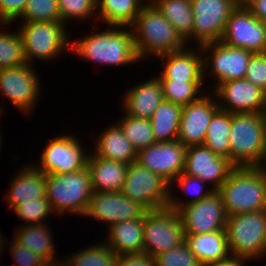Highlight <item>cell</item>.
I'll return each mask as SVG.
<instances>
[{"label":"cell","instance_id":"1","mask_svg":"<svg viewBox=\"0 0 266 266\" xmlns=\"http://www.w3.org/2000/svg\"><path fill=\"white\" fill-rule=\"evenodd\" d=\"M104 31L71 40L70 51L80 59L118 67L138 61L131 27L107 26ZM75 40V41H74Z\"/></svg>","mask_w":266,"mask_h":266},{"label":"cell","instance_id":"2","mask_svg":"<svg viewBox=\"0 0 266 266\" xmlns=\"http://www.w3.org/2000/svg\"><path fill=\"white\" fill-rule=\"evenodd\" d=\"M131 28L140 61L151 56L157 58L160 55L179 52L189 47L152 2H147L142 7Z\"/></svg>","mask_w":266,"mask_h":266},{"label":"cell","instance_id":"3","mask_svg":"<svg viewBox=\"0 0 266 266\" xmlns=\"http://www.w3.org/2000/svg\"><path fill=\"white\" fill-rule=\"evenodd\" d=\"M217 192L228 217L266 209V176L260 167H235Z\"/></svg>","mask_w":266,"mask_h":266},{"label":"cell","instance_id":"4","mask_svg":"<svg viewBox=\"0 0 266 266\" xmlns=\"http://www.w3.org/2000/svg\"><path fill=\"white\" fill-rule=\"evenodd\" d=\"M230 161L235 167H259L266 153L264 113H231Z\"/></svg>","mask_w":266,"mask_h":266},{"label":"cell","instance_id":"5","mask_svg":"<svg viewBox=\"0 0 266 266\" xmlns=\"http://www.w3.org/2000/svg\"><path fill=\"white\" fill-rule=\"evenodd\" d=\"M93 192L88 167L68 174L46 176L45 196L57 215L85 216Z\"/></svg>","mask_w":266,"mask_h":266},{"label":"cell","instance_id":"6","mask_svg":"<svg viewBox=\"0 0 266 266\" xmlns=\"http://www.w3.org/2000/svg\"><path fill=\"white\" fill-rule=\"evenodd\" d=\"M17 28L22 37L26 62L30 65H35L36 59L49 62L59 59L66 50L70 52L71 38L62 22H22Z\"/></svg>","mask_w":266,"mask_h":266},{"label":"cell","instance_id":"7","mask_svg":"<svg viewBox=\"0 0 266 266\" xmlns=\"http://www.w3.org/2000/svg\"><path fill=\"white\" fill-rule=\"evenodd\" d=\"M225 231L231 255L250 261L266 257V209L229 216Z\"/></svg>","mask_w":266,"mask_h":266},{"label":"cell","instance_id":"8","mask_svg":"<svg viewBox=\"0 0 266 266\" xmlns=\"http://www.w3.org/2000/svg\"><path fill=\"white\" fill-rule=\"evenodd\" d=\"M200 49L203 55L204 80L208 77L215 78L216 84L211 91L221 83L245 79L249 59L254 54L250 50L232 47L221 41L204 44Z\"/></svg>","mask_w":266,"mask_h":266},{"label":"cell","instance_id":"9","mask_svg":"<svg viewBox=\"0 0 266 266\" xmlns=\"http://www.w3.org/2000/svg\"><path fill=\"white\" fill-rule=\"evenodd\" d=\"M144 252L155 258L185 242L182 221L169 207L148 210L144 216Z\"/></svg>","mask_w":266,"mask_h":266},{"label":"cell","instance_id":"10","mask_svg":"<svg viewBox=\"0 0 266 266\" xmlns=\"http://www.w3.org/2000/svg\"><path fill=\"white\" fill-rule=\"evenodd\" d=\"M191 4L194 27L192 36L186 41L188 46L192 42H196L197 47L220 42L228 18L238 5L233 0H191Z\"/></svg>","mask_w":266,"mask_h":266},{"label":"cell","instance_id":"11","mask_svg":"<svg viewBox=\"0 0 266 266\" xmlns=\"http://www.w3.org/2000/svg\"><path fill=\"white\" fill-rule=\"evenodd\" d=\"M121 193L147 210H158L168 206L170 184L138 162H133L128 166Z\"/></svg>","mask_w":266,"mask_h":266},{"label":"cell","instance_id":"12","mask_svg":"<svg viewBox=\"0 0 266 266\" xmlns=\"http://www.w3.org/2000/svg\"><path fill=\"white\" fill-rule=\"evenodd\" d=\"M79 141V138L70 134L47 140L48 144L41 151L39 166H35L46 176L68 174L86 168L90 152L87 153Z\"/></svg>","mask_w":266,"mask_h":266},{"label":"cell","instance_id":"13","mask_svg":"<svg viewBox=\"0 0 266 266\" xmlns=\"http://www.w3.org/2000/svg\"><path fill=\"white\" fill-rule=\"evenodd\" d=\"M34 69L27 63L0 70V93L25 115L32 113L33 107L36 108L42 92L40 76Z\"/></svg>","mask_w":266,"mask_h":266},{"label":"cell","instance_id":"14","mask_svg":"<svg viewBox=\"0 0 266 266\" xmlns=\"http://www.w3.org/2000/svg\"><path fill=\"white\" fill-rule=\"evenodd\" d=\"M185 234H203L225 230L228 216L220 194L189 204L178 211Z\"/></svg>","mask_w":266,"mask_h":266},{"label":"cell","instance_id":"15","mask_svg":"<svg viewBox=\"0 0 266 266\" xmlns=\"http://www.w3.org/2000/svg\"><path fill=\"white\" fill-rule=\"evenodd\" d=\"M221 110L229 113H264L266 92L246 79L230 80L212 91Z\"/></svg>","mask_w":266,"mask_h":266},{"label":"cell","instance_id":"16","mask_svg":"<svg viewBox=\"0 0 266 266\" xmlns=\"http://www.w3.org/2000/svg\"><path fill=\"white\" fill-rule=\"evenodd\" d=\"M148 210L121 192H93L85 217L105 222L107 228L124 221L145 216Z\"/></svg>","mask_w":266,"mask_h":266},{"label":"cell","instance_id":"17","mask_svg":"<svg viewBox=\"0 0 266 266\" xmlns=\"http://www.w3.org/2000/svg\"><path fill=\"white\" fill-rule=\"evenodd\" d=\"M186 149L178 140L156 142L139 150L136 162L171 184L184 171Z\"/></svg>","mask_w":266,"mask_h":266},{"label":"cell","instance_id":"18","mask_svg":"<svg viewBox=\"0 0 266 266\" xmlns=\"http://www.w3.org/2000/svg\"><path fill=\"white\" fill-rule=\"evenodd\" d=\"M235 166L226 157L214 154L205 145L188 147L183 174L200 178L217 191Z\"/></svg>","mask_w":266,"mask_h":266},{"label":"cell","instance_id":"19","mask_svg":"<svg viewBox=\"0 0 266 266\" xmlns=\"http://www.w3.org/2000/svg\"><path fill=\"white\" fill-rule=\"evenodd\" d=\"M205 94L183 106L177 140L187 148L204 144L211 118L219 109L214 93Z\"/></svg>","mask_w":266,"mask_h":266},{"label":"cell","instance_id":"20","mask_svg":"<svg viewBox=\"0 0 266 266\" xmlns=\"http://www.w3.org/2000/svg\"><path fill=\"white\" fill-rule=\"evenodd\" d=\"M221 42L232 47L263 53V22L244 6H237L228 18Z\"/></svg>","mask_w":266,"mask_h":266},{"label":"cell","instance_id":"21","mask_svg":"<svg viewBox=\"0 0 266 266\" xmlns=\"http://www.w3.org/2000/svg\"><path fill=\"white\" fill-rule=\"evenodd\" d=\"M157 59L163 62L162 70L157 74L159 80L205 81L200 47L193 49L189 46L179 52L160 55Z\"/></svg>","mask_w":266,"mask_h":266},{"label":"cell","instance_id":"22","mask_svg":"<svg viewBox=\"0 0 266 266\" xmlns=\"http://www.w3.org/2000/svg\"><path fill=\"white\" fill-rule=\"evenodd\" d=\"M122 109L124 114L135 118L150 119L164 100L163 88L158 76L139 82L125 91Z\"/></svg>","mask_w":266,"mask_h":266},{"label":"cell","instance_id":"23","mask_svg":"<svg viewBox=\"0 0 266 266\" xmlns=\"http://www.w3.org/2000/svg\"><path fill=\"white\" fill-rule=\"evenodd\" d=\"M12 177L9 190L3 196L9 209L45 196L46 175L34 163L23 165Z\"/></svg>","mask_w":266,"mask_h":266},{"label":"cell","instance_id":"24","mask_svg":"<svg viewBox=\"0 0 266 266\" xmlns=\"http://www.w3.org/2000/svg\"><path fill=\"white\" fill-rule=\"evenodd\" d=\"M128 166L126 163L107 160L91 152L88 156L87 167L91 174L93 191L121 192Z\"/></svg>","mask_w":266,"mask_h":266},{"label":"cell","instance_id":"25","mask_svg":"<svg viewBox=\"0 0 266 266\" xmlns=\"http://www.w3.org/2000/svg\"><path fill=\"white\" fill-rule=\"evenodd\" d=\"M95 142L92 151L96 156L128 165L136 162L137 151L116 122L104 128Z\"/></svg>","mask_w":266,"mask_h":266},{"label":"cell","instance_id":"26","mask_svg":"<svg viewBox=\"0 0 266 266\" xmlns=\"http://www.w3.org/2000/svg\"><path fill=\"white\" fill-rule=\"evenodd\" d=\"M185 243L201 265L217 262L231 255L225 230L185 234Z\"/></svg>","mask_w":266,"mask_h":266},{"label":"cell","instance_id":"27","mask_svg":"<svg viewBox=\"0 0 266 266\" xmlns=\"http://www.w3.org/2000/svg\"><path fill=\"white\" fill-rule=\"evenodd\" d=\"M109 230V231H108ZM104 242L117 255L142 252L144 249V217L116 223L108 229Z\"/></svg>","mask_w":266,"mask_h":266},{"label":"cell","instance_id":"28","mask_svg":"<svg viewBox=\"0 0 266 266\" xmlns=\"http://www.w3.org/2000/svg\"><path fill=\"white\" fill-rule=\"evenodd\" d=\"M146 3L145 0H97V21L107 26L131 27Z\"/></svg>","mask_w":266,"mask_h":266},{"label":"cell","instance_id":"29","mask_svg":"<svg viewBox=\"0 0 266 266\" xmlns=\"http://www.w3.org/2000/svg\"><path fill=\"white\" fill-rule=\"evenodd\" d=\"M183 107L163 100L150 118L156 142L177 140Z\"/></svg>","mask_w":266,"mask_h":266},{"label":"cell","instance_id":"30","mask_svg":"<svg viewBox=\"0 0 266 266\" xmlns=\"http://www.w3.org/2000/svg\"><path fill=\"white\" fill-rule=\"evenodd\" d=\"M52 235L54 234L47 223L23 224L15 230L14 239L33 253L47 259L55 257L56 253Z\"/></svg>","mask_w":266,"mask_h":266},{"label":"cell","instance_id":"31","mask_svg":"<svg viewBox=\"0 0 266 266\" xmlns=\"http://www.w3.org/2000/svg\"><path fill=\"white\" fill-rule=\"evenodd\" d=\"M152 3L185 41L192 36L194 15L191 0H153Z\"/></svg>","mask_w":266,"mask_h":266},{"label":"cell","instance_id":"32","mask_svg":"<svg viewBox=\"0 0 266 266\" xmlns=\"http://www.w3.org/2000/svg\"><path fill=\"white\" fill-rule=\"evenodd\" d=\"M231 113L220 108L213 114L204 144L214 154L230 160Z\"/></svg>","mask_w":266,"mask_h":266},{"label":"cell","instance_id":"33","mask_svg":"<svg viewBox=\"0 0 266 266\" xmlns=\"http://www.w3.org/2000/svg\"><path fill=\"white\" fill-rule=\"evenodd\" d=\"M174 184L177 186L178 189H181L184 191V194L192 195L190 196L189 200L182 199L179 197H176V194H174L175 191ZM207 184L203 182L200 178L192 177L186 174H180L175 180L170 184V196H169V202L168 206L174 211H179L181 208L196 203L208 196H210L213 192H215L214 189L207 187ZM180 187V188H179ZM175 195V196H174ZM186 201V202H185Z\"/></svg>","mask_w":266,"mask_h":266},{"label":"cell","instance_id":"34","mask_svg":"<svg viewBox=\"0 0 266 266\" xmlns=\"http://www.w3.org/2000/svg\"><path fill=\"white\" fill-rule=\"evenodd\" d=\"M11 23H1L0 29L10 26ZM6 26V27H5ZM27 64L22 37L18 30L9 32L0 30V70L7 68L20 67Z\"/></svg>","mask_w":266,"mask_h":266},{"label":"cell","instance_id":"35","mask_svg":"<svg viewBox=\"0 0 266 266\" xmlns=\"http://www.w3.org/2000/svg\"><path fill=\"white\" fill-rule=\"evenodd\" d=\"M163 88V98L165 101L186 106L202 95V88L205 86L204 81H175V80H160Z\"/></svg>","mask_w":266,"mask_h":266},{"label":"cell","instance_id":"36","mask_svg":"<svg viewBox=\"0 0 266 266\" xmlns=\"http://www.w3.org/2000/svg\"><path fill=\"white\" fill-rule=\"evenodd\" d=\"M117 256L116 252L102 240L69 255L68 261L70 266H115Z\"/></svg>","mask_w":266,"mask_h":266},{"label":"cell","instance_id":"37","mask_svg":"<svg viewBox=\"0 0 266 266\" xmlns=\"http://www.w3.org/2000/svg\"><path fill=\"white\" fill-rule=\"evenodd\" d=\"M116 123L137 152L156 143L150 119L135 118L124 114Z\"/></svg>","mask_w":266,"mask_h":266},{"label":"cell","instance_id":"38","mask_svg":"<svg viewBox=\"0 0 266 266\" xmlns=\"http://www.w3.org/2000/svg\"><path fill=\"white\" fill-rule=\"evenodd\" d=\"M61 22L85 21L95 17L97 22V0H57ZM94 15V16H93Z\"/></svg>","mask_w":266,"mask_h":266},{"label":"cell","instance_id":"39","mask_svg":"<svg viewBox=\"0 0 266 266\" xmlns=\"http://www.w3.org/2000/svg\"><path fill=\"white\" fill-rule=\"evenodd\" d=\"M22 22H61L57 0H28L22 15Z\"/></svg>","mask_w":266,"mask_h":266},{"label":"cell","instance_id":"40","mask_svg":"<svg viewBox=\"0 0 266 266\" xmlns=\"http://www.w3.org/2000/svg\"><path fill=\"white\" fill-rule=\"evenodd\" d=\"M12 211L24 221L25 225L45 224L44 220L54 213L46 196L36 198L35 201L23 202L15 206Z\"/></svg>","mask_w":266,"mask_h":266},{"label":"cell","instance_id":"41","mask_svg":"<svg viewBox=\"0 0 266 266\" xmlns=\"http://www.w3.org/2000/svg\"><path fill=\"white\" fill-rule=\"evenodd\" d=\"M156 266H199L195 255L184 242L155 257Z\"/></svg>","mask_w":266,"mask_h":266},{"label":"cell","instance_id":"42","mask_svg":"<svg viewBox=\"0 0 266 266\" xmlns=\"http://www.w3.org/2000/svg\"><path fill=\"white\" fill-rule=\"evenodd\" d=\"M245 79L266 92V55L254 53L249 59Z\"/></svg>","mask_w":266,"mask_h":266},{"label":"cell","instance_id":"43","mask_svg":"<svg viewBox=\"0 0 266 266\" xmlns=\"http://www.w3.org/2000/svg\"><path fill=\"white\" fill-rule=\"evenodd\" d=\"M10 251L12 259H14V264L18 266H39L43 258L30 249L18 243L15 239L11 240ZM16 262V263H15Z\"/></svg>","mask_w":266,"mask_h":266},{"label":"cell","instance_id":"44","mask_svg":"<svg viewBox=\"0 0 266 266\" xmlns=\"http://www.w3.org/2000/svg\"><path fill=\"white\" fill-rule=\"evenodd\" d=\"M28 0H0V22L15 23L22 15Z\"/></svg>","mask_w":266,"mask_h":266},{"label":"cell","instance_id":"45","mask_svg":"<svg viewBox=\"0 0 266 266\" xmlns=\"http://www.w3.org/2000/svg\"><path fill=\"white\" fill-rule=\"evenodd\" d=\"M115 266H156V262L155 258L142 251L118 255Z\"/></svg>","mask_w":266,"mask_h":266},{"label":"cell","instance_id":"46","mask_svg":"<svg viewBox=\"0 0 266 266\" xmlns=\"http://www.w3.org/2000/svg\"><path fill=\"white\" fill-rule=\"evenodd\" d=\"M244 7L258 20L266 22V0H250Z\"/></svg>","mask_w":266,"mask_h":266},{"label":"cell","instance_id":"47","mask_svg":"<svg viewBox=\"0 0 266 266\" xmlns=\"http://www.w3.org/2000/svg\"><path fill=\"white\" fill-rule=\"evenodd\" d=\"M249 259L241 256L230 255L229 257L207 264L206 266H244Z\"/></svg>","mask_w":266,"mask_h":266},{"label":"cell","instance_id":"48","mask_svg":"<svg viewBox=\"0 0 266 266\" xmlns=\"http://www.w3.org/2000/svg\"><path fill=\"white\" fill-rule=\"evenodd\" d=\"M54 258L56 257L43 259L39 266H70L67 256L65 260H57L58 262Z\"/></svg>","mask_w":266,"mask_h":266},{"label":"cell","instance_id":"49","mask_svg":"<svg viewBox=\"0 0 266 266\" xmlns=\"http://www.w3.org/2000/svg\"><path fill=\"white\" fill-rule=\"evenodd\" d=\"M6 242V238H5V240H4V237H2V235H1V233H0V256L2 255V254H4L3 252H5V250H4V244H5V242ZM4 250V251H3Z\"/></svg>","mask_w":266,"mask_h":266},{"label":"cell","instance_id":"50","mask_svg":"<svg viewBox=\"0 0 266 266\" xmlns=\"http://www.w3.org/2000/svg\"><path fill=\"white\" fill-rule=\"evenodd\" d=\"M263 30H264V48H263V54L266 55V22H263Z\"/></svg>","mask_w":266,"mask_h":266},{"label":"cell","instance_id":"51","mask_svg":"<svg viewBox=\"0 0 266 266\" xmlns=\"http://www.w3.org/2000/svg\"><path fill=\"white\" fill-rule=\"evenodd\" d=\"M259 167L261 168L262 172L266 176V153H265L264 160H263L262 164Z\"/></svg>","mask_w":266,"mask_h":266},{"label":"cell","instance_id":"52","mask_svg":"<svg viewBox=\"0 0 266 266\" xmlns=\"http://www.w3.org/2000/svg\"><path fill=\"white\" fill-rule=\"evenodd\" d=\"M238 6L246 5L250 0H233Z\"/></svg>","mask_w":266,"mask_h":266},{"label":"cell","instance_id":"53","mask_svg":"<svg viewBox=\"0 0 266 266\" xmlns=\"http://www.w3.org/2000/svg\"><path fill=\"white\" fill-rule=\"evenodd\" d=\"M1 132H2V131L0 130V149H1V146H2V143H3V142H2V138H3L2 136H3V135H1V134H2Z\"/></svg>","mask_w":266,"mask_h":266},{"label":"cell","instance_id":"54","mask_svg":"<svg viewBox=\"0 0 266 266\" xmlns=\"http://www.w3.org/2000/svg\"><path fill=\"white\" fill-rule=\"evenodd\" d=\"M0 104H1V103H0ZM0 106H1V107H0V116H1V115H2V112H3V111H2V110H3V109H2V106H3V105H0Z\"/></svg>","mask_w":266,"mask_h":266}]
</instances>
